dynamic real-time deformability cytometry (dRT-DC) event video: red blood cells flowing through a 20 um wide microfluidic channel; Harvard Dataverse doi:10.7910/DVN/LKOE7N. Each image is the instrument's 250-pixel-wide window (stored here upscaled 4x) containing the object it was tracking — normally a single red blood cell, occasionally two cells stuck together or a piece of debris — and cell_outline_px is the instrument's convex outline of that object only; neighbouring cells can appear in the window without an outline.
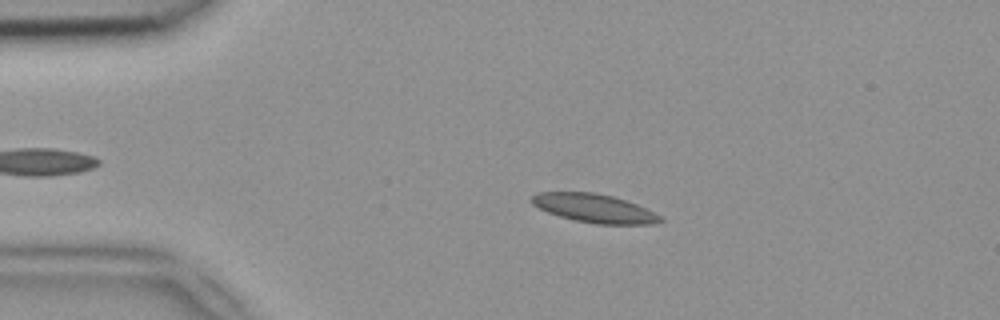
{"species": "common noctule bat (a hibernating species)", "species_latin": "Nyctalus noctula", "temperature_condition": "room temperature", "stored_images_in_passage": 44, "camera_frame_rate_fps": 3000, "um_per_image_px": 0.085, "animal": {"sex": "female", "body_mass_g": 18.4}, "frame": {"image": 1, "passage_image": 10, "time_ms": 3.0, "image_size_px": [1000, 320], "cell_outline_px": [[664, 220], [652, 224], [596, 224], [576, 220], [560, 216], [548, 212], [532, 204], [532, 196], [536, 192], [596, 192], [612, 196], [636, 204], [664, 216]], "centroid_in_image_um": [50.55, 17.7], "position_along_channel_um": 34.4, "area_um2": 21.33}}
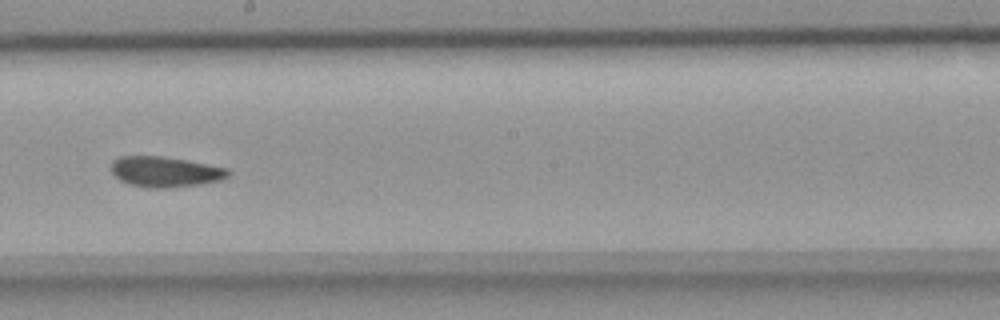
{"frame": {"image": 2, "passage_image": 28, "time_ms": 9.0, "image_size_px": [1000, 320], "cell_outline_px": [[232, 172], [228, 176], [220, 180], [200, 184], [164, 188], [148, 188], [128, 184], [120, 180], [112, 172], [112, 160], [120, 156], [160, 156], [188, 160], [228, 168]], "centroid_in_image_um": [14.05, 14.6], "position_along_channel_um": 234.2, "area_um2": 20.81}}
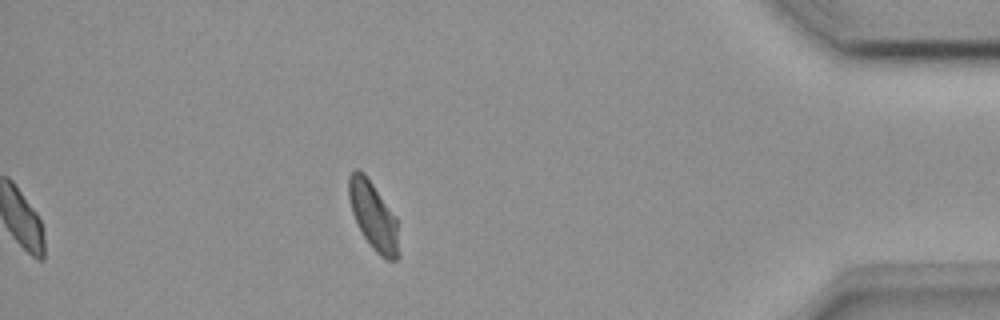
{"frame": {"image": 3, "passage_image": 44, "time_ms": 14.333, "image_size_px": [1000, 320], "cell_outline_px": [[396, 260], [384, 260], [372, 248], [364, 236], [352, 212], [348, 196], [348, 176], [356, 168], [364, 172], [396, 216]], "centroid_in_image_um": [31.69, 18.28], "position_along_channel_um": 403.5, "area_um2": 19.25}}